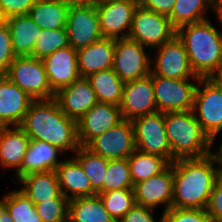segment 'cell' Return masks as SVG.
Returning <instances> with one entry per match:
<instances>
[{"label":"cell","instance_id":"5","mask_svg":"<svg viewBox=\"0 0 222 222\" xmlns=\"http://www.w3.org/2000/svg\"><path fill=\"white\" fill-rule=\"evenodd\" d=\"M193 112L202 130L211 139V150L222 132V89L209 78H200L194 96Z\"/></svg>","mask_w":222,"mask_h":222},{"label":"cell","instance_id":"4","mask_svg":"<svg viewBox=\"0 0 222 222\" xmlns=\"http://www.w3.org/2000/svg\"><path fill=\"white\" fill-rule=\"evenodd\" d=\"M165 131L172 162L182 158H201L211 152V139L202 130L193 110L164 113Z\"/></svg>","mask_w":222,"mask_h":222},{"label":"cell","instance_id":"36","mask_svg":"<svg viewBox=\"0 0 222 222\" xmlns=\"http://www.w3.org/2000/svg\"><path fill=\"white\" fill-rule=\"evenodd\" d=\"M68 46L69 41L66 27L56 30L42 29L40 35L37 37L31 56L43 59L44 57L52 54L54 51Z\"/></svg>","mask_w":222,"mask_h":222},{"label":"cell","instance_id":"23","mask_svg":"<svg viewBox=\"0 0 222 222\" xmlns=\"http://www.w3.org/2000/svg\"><path fill=\"white\" fill-rule=\"evenodd\" d=\"M64 153L45 141L30 140L28 150L25 154L20 170L15 174L17 181L22 176L34 172H46L56 170L63 160L58 158Z\"/></svg>","mask_w":222,"mask_h":222},{"label":"cell","instance_id":"1","mask_svg":"<svg viewBox=\"0 0 222 222\" xmlns=\"http://www.w3.org/2000/svg\"><path fill=\"white\" fill-rule=\"evenodd\" d=\"M215 164V165H214ZM222 169L209 154L173 162V208L206 209Z\"/></svg>","mask_w":222,"mask_h":222},{"label":"cell","instance_id":"2","mask_svg":"<svg viewBox=\"0 0 222 222\" xmlns=\"http://www.w3.org/2000/svg\"><path fill=\"white\" fill-rule=\"evenodd\" d=\"M20 127L30 140L45 141L64 154L80 147L77 121L61 111L55 98L33 100Z\"/></svg>","mask_w":222,"mask_h":222},{"label":"cell","instance_id":"34","mask_svg":"<svg viewBox=\"0 0 222 222\" xmlns=\"http://www.w3.org/2000/svg\"><path fill=\"white\" fill-rule=\"evenodd\" d=\"M133 187L127 158L109 160L103 182V193L117 189H133Z\"/></svg>","mask_w":222,"mask_h":222},{"label":"cell","instance_id":"45","mask_svg":"<svg viewBox=\"0 0 222 222\" xmlns=\"http://www.w3.org/2000/svg\"><path fill=\"white\" fill-rule=\"evenodd\" d=\"M209 79L222 89V65L209 77Z\"/></svg>","mask_w":222,"mask_h":222},{"label":"cell","instance_id":"8","mask_svg":"<svg viewBox=\"0 0 222 222\" xmlns=\"http://www.w3.org/2000/svg\"><path fill=\"white\" fill-rule=\"evenodd\" d=\"M198 82L199 79H172L152 75L157 111L166 113L193 110Z\"/></svg>","mask_w":222,"mask_h":222},{"label":"cell","instance_id":"11","mask_svg":"<svg viewBox=\"0 0 222 222\" xmlns=\"http://www.w3.org/2000/svg\"><path fill=\"white\" fill-rule=\"evenodd\" d=\"M154 49L157 52L154 60V56H151L152 75L172 79H200L193 72L186 49L177 35Z\"/></svg>","mask_w":222,"mask_h":222},{"label":"cell","instance_id":"40","mask_svg":"<svg viewBox=\"0 0 222 222\" xmlns=\"http://www.w3.org/2000/svg\"><path fill=\"white\" fill-rule=\"evenodd\" d=\"M206 209L211 222H222V172L215 182Z\"/></svg>","mask_w":222,"mask_h":222},{"label":"cell","instance_id":"44","mask_svg":"<svg viewBox=\"0 0 222 222\" xmlns=\"http://www.w3.org/2000/svg\"><path fill=\"white\" fill-rule=\"evenodd\" d=\"M69 7L71 6H86L96 4L98 0H62Z\"/></svg>","mask_w":222,"mask_h":222},{"label":"cell","instance_id":"39","mask_svg":"<svg viewBox=\"0 0 222 222\" xmlns=\"http://www.w3.org/2000/svg\"><path fill=\"white\" fill-rule=\"evenodd\" d=\"M15 57L9 27L6 25L0 28V76L6 75Z\"/></svg>","mask_w":222,"mask_h":222},{"label":"cell","instance_id":"46","mask_svg":"<svg viewBox=\"0 0 222 222\" xmlns=\"http://www.w3.org/2000/svg\"><path fill=\"white\" fill-rule=\"evenodd\" d=\"M218 149L214 152H210V155L213 157V159L216 161V163L219 165V167L222 169V141L221 144H219Z\"/></svg>","mask_w":222,"mask_h":222},{"label":"cell","instance_id":"6","mask_svg":"<svg viewBox=\"0 0 222 222\" xmlns=\"http://www.w3.org/2000/svg\"><path fill=\"white\" fill-rule=\"evenodd\" d=\"M34 100L55 98L42 59L16 56L5 75Z\"/></svg>","mask_w":222,"mask_h":222},{"label":"cell","instance_id":"43","mask_svg":"<svg viewBox=\"0 0 222 222\" xmlns=\"http://www.w3.org/2000/svg\"><path fill=\"white\" fill-rule=\"evenodd\" d=\"M176 0H146L142 6L159 14L169 16Z\"/></svg>","mask_w":222,"mask_h":222},{"label":"cell","instance_id":"24","mask_svg":"<svg viewBox=\"0 0 222 222\" xmlns=\"http://www.w3.org/2000/svg\"><path fill=\"white\" fill-rule=\"evenodd\" d=\"M56 173L61 193L68 200L96 195L88 176L73 156L63 160L56 168Z\"/></svg>","mask_w":222,"mask_h":222},{"label":"cell","instance_id":"10","mask_svg":"<svg viewBox=\"0 0 222 222\" xmlns=\"http://www.w3.org/2000/svg\"><path fill=\"white\" fill-rule=\"evenodd\" d=\"M132 122L136 150L159 155L172 163L171 148L165 131L164 113L156 111L138 117Z\"/></svg>","mask_w":222,"mask_h":222},{"label":"cell","instance_id":"48","mask_svg":"<svg viewBox=\"0 0 222 222\" xmlns=\"http://www.w3.org/2000/svg\"><path fill=\"white\" fill-rule=\"evenodd\" d=\"M7 16L3 12V10L0 8V28L7 25Z\"/></svg>","mask_w":222,"mask_h":222},{"label":"cell","instance_id":"12","mask_svg":"<svg viewBox=\"0 0 222 222\" xmlns=\"http://www.w3.org/2000/svg\"><path fill=\"white\" fill-rule=\"evenodd\" d=\"M95 6L103 38H128L138 4L133 0H98Z\"/></svg>","mask_w":222,"mask_h":222},{"label":"cell","instance_id":"50","mask_svg":"<svg viewBox=\"0 0 222 222\" xmlns=\"http://www.w3.org/2000/svg\"><path fill=\"white\" fill-rule=\"evenodd\" d=\"M1 199H0V215H1L2 211L5 209V195Z\"/></svg>","mask_w":222,"mask_h":222},{"label":"cell","instance_id":"14","mask_svg":"<svg viewBox=\"0 0 222 222\" xmlns=\"http://www.w3.org/2000/svg\"><path fill=\"white\" fill-rule=\"evenodd\" d=\"M66 31L69 46L75 50L101 40L103 35L95 4L69 7Z\"/></svg>","mask_w":222,"mask_h":222},{"label":"cell","instance_id":"42","mask_svg":"<svg viewBox=\"0 0 222 222\" xmlns=\"http://www.w3.org/2000/svg\"><path fill=\"white\" fill-rule=\"evenodd\" d=\"M37 0H0V8L7 17L27 15Z\"/></svg>","mask_w":222,"mask_h":222},{"label":"cell","instance_id":"15","mask_svg":"<svg viewBox=\"0 0 222 222\" xmlns=\"http://www.w3.org/2000/svg\"><path fill=\"white\" fill-rule=\"evenodd\" d=\"M119 109L123 119L130 121L157 111L152 74L124 84Z\"/></svg>","mask_w":222,"mask_h":222},{"label":"cell","instance_id":"41","mask_svg":"<svg viewBox=\"0 0 222 222\" xmlns=\"http://www.w3.org/2000/svg\"><path fill=\"white\" fill-rule=\"evenodd\" d=\"M153 213V208L135 203V205L118 222H162V214L157 221Z\"/></svg>","mask_w":222,"mask_h":222},{"label":"cell","instance_id":"3","mask_svg":"<svg viewBox=\"0 0 222 222\" xmlns=\"http://www.w3.org/2000/svg\"><path fill=\"white\" fill-rule=\"evenodd\" d=\"M195 75L209 78L222 65L220 30L208 19L184 25L176 30Z\"/></svg>","mask_w":222,"mask_h":222},{"label":"cell","instance_id":"33","mask_svg":"<svg viewBox=\"0 0 222 222\" xmlns=\"http://www.w3.org/2000/svg\"><path fill=\"white\" fill-rule=\"evenodd\" d=\"M5 209L14 222H42L35 204L18 189L5 194Z\"/></svg>","mask_w":222,"mask_h":222},{"label":"cell","instance_id":"18","mask_svg":"<svg viewBox=\"0 0 222 222\" xmlns=\"http://www.w3.org/2000/svg\"><path fill=\"white\" fill-rule=\"evenodd\" d=\"M55 99L61 111L75 121L98 103L96 94L86 77H80L71 85L60 88L55 93Z\"/></svg>","mask_w":222,"mask_h":222},{"label":"cell","instance_id":"31","mask_svg":"<svg viewBox=\"0 0 222 222\" xmlns=\"http://www.w3.org/2000/svg\"><path fill=\"white\" fill-rule=\"evenodd\" d=\"M133 184L160 174L170 163L159 155L135 150L128 158Z\"/></svg>","mask_w":222,"mask_h":222},{"label":"cell","instance_id":"27","mask_svg":"<svg viewBox=\"0 0 222 222\" xmlns=\"http://www.w3.org/2000/svg\"><path fill=\"white\" fill-rule=\"evenodd\" d=\"M69 6L62 0H37L28 15L42 30L65 28Z\"/></svg>","mask_w":222,"mask_h":222},{"label":"cell","instance_id":"30","mask_svg":"<svg viewBox=\"0 0 222 222\" xmlns=\"http://www.w3.org/2000/svg\"><path fill=\"white\" fill-rule=\"evenodd\" d=\"M86 78L89 80L98 102L120 105L125 83L116 75L113 68L92 73Z\"/></svg>","mask_w":222,"mask_h":222},{"label":"cell","instance_id":"49","mask_svg":"<svg viewBox=\"0 0 222 222\" xmlns=\"http://www.w3.org/2000/svg\"><path fill=\"white\" fill-rule=\"evenodd\" d=\"M217 15L222 18V0H217Z\"/></svg>","mask_w":222,"mask_h":222},{"label":"cell","instance_id":"9","mask_svg":"<svg viewBox=\"0 0 222 222\" xmlns=\"http://www.w3.org/2000/svg\"><path fill=\"white\" fill-rule=\"evenodd\" d=\"M146 49L147 47L130 38L115 39L112 68L124 83L151 74L152 51L148 53Z\"/></svg>","mask_w":222,"mask_h":222},{"label":"cell","instance_id":"52","mask_svg":"<svg viewBox=\"0 0 222 222\" xmlns=\"http://www.w3.org/2000/svg\"><path fill=\"white\" fill-rule=\"evenodd\" d=\"M136 4L142 5L146 0H133Z\"/></svg>","mask_w":222,"mask_h":222},{"label":"cell","instance_id":"51","mask_svg":"<svg viewBox=\"0 0 222 222\" xmlns=\"http://www.w3.org/2000/svg\"><path fill=\"white\" fill-rule=\"evenodd\" d=\"M216 20L218 21V24L220 22L221 26H222V18H220L217 14H216ZM221 40H222V27H221Z\"/></svg>","mask_w":222,"mask_h":222},{"label":"cell","instance_id":"17","mask_svg":"<svg viewBox=\"0 0 222 222\" xmlns=\"http://www.w3.org/2000/svg\"><path fill=\"white\" fill-rule=\"evenodd\" d=\"M123 120L119 106L98 102L77 121L80 146H86L96 136Z\"/></svg>","mask_w":222,"mask_h":222},{"label":"cell","instance_id":"35","mask_svg":"<svg viewBox=\"0 0 222 222\" xmlns=\"http://www.w3.org/2000/svg\"><path fill=\"white\" fill-rule=\"evenodd\" d=\"M111 217L118 222L134 205L133 189H117L98 194Z\"/></svg>","mask_w":222,"mask_h":222},{"label":"cell","instance_id":"13","mask_svg":"<svg viewBox=\"0 0 222 222\" xmlns=\"http://www.w3.org/2000/svg\"><path fill=\"white\" fill-rule=\"evenodd\" d=\"M86 147L108 160L128 158L136 150L133 122L123 119L92 139Z\"/></svg>","mask_w":222,"mask_h":222},{"label":"cell","instance_id":"32","mask_svg":"<svg viewBox=\"0 0 222 222\" xmlns=\"http://www.w3.org/2000/svg\"><path fill=\"white\" fill-rule=\"evenodd\" d=\"M74 153L72 156L88 176L92 190L96 194L103 193V182L109 160L93 153L86 146H80Z\"/></svg>","mask_w":222,"mask_h":222},{"label":"cell","instance_id":"21","mask_svg":"<svg viewBox=\"0 0 222 222\" xmlns=\"http://www.w3.org/2000/svg\"><path fill=\"white\" fill-rule=\"evenodd\" d=\"M30 144V138L20 126L0 127V166L20 170Z\"/></svg>","mask_w":222,"mask_h":222},{"label":"cell","instance_id":"38","mask_svg":"<svg viewBox=\"0 0 222 222\" xmlns=\"http://www.w3.org/2000/svg\"><path fill=\"white\" fill-rule=\"evenodd\" d=\"M162 222H211L207 209H181L171 207L162 212Z\"/></svg>","mask_w":222,"mask_h":222},{"label":"cell","instance_id":"47","mask_svg":"<svg viewBox=\"0 0 222 222\" xmlns=\"http://www.w3.org/2000/svg\"><path fill=\"white\" fill-rule=\"evenodd\" d=\"M0 222H14L6 209H4L0 215Z\"/></svg>","mask_w":222,"mask_h":222},{"label":"cell","instance_id":"29","mask_svg":"<svg viewBox=\"0 0 222 222\" xmlns=\"http://www.w3.org/2000/svg\"><path fill=\"white\" fill-rule=\"evenodd\" d=\"M208 10L217 14V0H176L168 17L177 30L184 25L208 19Z\"/></svg>","mask_w":222,"mask_h":222},{"label":"cell","instance_id":"37","mask_svg":"<svg viewBox=\"0 0 222 222\" xmlns=\"http://www.w3.org/2000/svg\"><path fill=\"white\" fill-rule=\"evenodd\" d=\"M68 204L66 197H55L35 204L42 222H66L68 220Z\"/></svg>","mask_w":222,"mask_h":222},{"label":"cell","instance_id":"25","mask_svg":"<svg viewBox=\"0 0 222 222\" xmlns=\"http://www.w3.org/2000/svg\"><path fill=\"white\" fill-rule=\"evenodd\" d=\"M16 182L22 185L19 190L34 204L55 197H65L61 193L56 170L29 173L19 178Z\"/></svg>","mask_w":222,"mask_h":222},{"label":"cell","instance_id":"26","mask_svg":"<svg viewBox=\"0 0 222 222\" xmlns=\"http://www.w3.org/2000/svg\"><path fill=\"white\" fill-rule=\"evenodd\" d=\"M12 49L16 56H31L41 29L27 15H15L7 18Z\"/></svg>","mask_w":222,"mask_h":222},{"label":"cell","instance_id":"20","mask_svg":"<svg viewBox=\"0 0 222 222\" xmlns=\"http://www.w3.org/2000/svg\"><path fill=\"white\" fill-rule=\"evenodd\" d=\"M42 61L49 85L55 93L81 77L78 70L77 50L71 46L54 51Z\"/></svg>","mask_w":222,"mask_h":222},{"label":"cell","instance_id":"19","mask_svg":"<svg viewBox=\"0 0 222 222\" xmlns=\"http://www.w3.org/2000/svg\"><path fill=\"white\" fill-rule=\"evenodd\" d=\"M33 100L5 75L0 76V127L20 126Z\"/></svg>","mask_w":222,"mask_h":222},{"label":"cell","instance_id":"28","mask_svg":"<svg viewBox=\"0 0 222 222\" xmlns=\"http://www.w3.org/2000/svg\"><path fill=\"white\" fill-rule=\"evenodd\" d=\"M69 222H116L98 194L69 200Z\"/></svg>","mask_w":222,"mask_h":222},{"label":"cell","instance_id":"22","mask_svg":"<svg viewBox=\"0 0 222 222\" xmlns=\"http://www.w3.org/2000/svg\"><path fill=\"white\" fill-rule=\"evenodd\" d=\"M115 39L101 40L77 50L78 70L81 77L112 68Z\"/></svg>","mask_w":222,"mask_h":222},{"label":"cell","instance_id":"7","mask_svg":"<svg viewBox=\"0 0 222 222\" xmlns=\"http://www.w3.org/2000/svg\"><path fill=\"white\" fill-rule=\"evenodd\" d=\"M176 35V29L169 17L138 5L134 12L132 27L128 38L142 46L154 49L163 45Z\"/></svg>","mask_w":222,"mask_h":222},{"label":"cell","instance_id":"16","mask_svg":"<svg viewBox=\"0 0 222 222\" xmlns=\"http://www.w3.org/2000/svg\"><path fill=\"white\" fill-rule=\"evenodd\" d=\"M136 204L156 209L164 206L162 212L172 207L173 201V162L160 174L134 184Z\"/></svg>","mask_w":222,"mask_h":222}]
</instances>
